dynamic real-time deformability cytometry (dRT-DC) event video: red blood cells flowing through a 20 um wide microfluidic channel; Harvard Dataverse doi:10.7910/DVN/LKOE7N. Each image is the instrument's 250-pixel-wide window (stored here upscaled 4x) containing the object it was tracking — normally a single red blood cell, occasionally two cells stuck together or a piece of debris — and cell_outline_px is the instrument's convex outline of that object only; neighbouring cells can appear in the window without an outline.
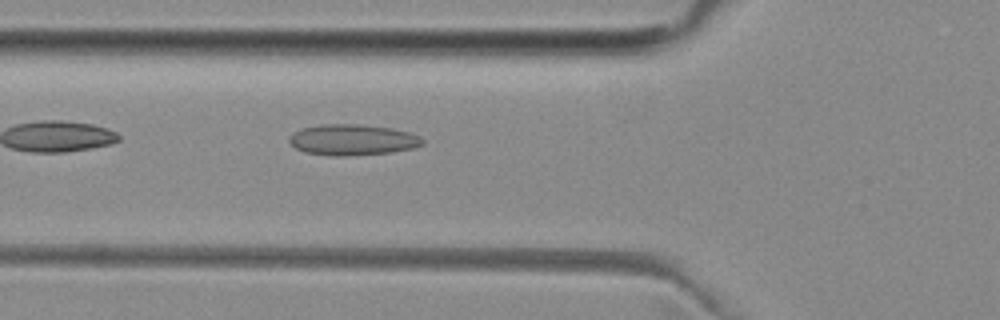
{"species": "common noctule bat (a hibernating species)", "species_latin": "Nyctalus noctula", "temperature_condition": "room temperature", "stored_images_in_passage": 35, "camera_frame_rate_fps": 3000, "um_per_image_px": 0.085, "animal": {"sex": "female", "body_mass_g": 29.2, "forearm_length_mm": 56.3}, "frame": {"image": 1, "passage_image": 4, "time_ms": 1.0, "image_size_px": [1000, 320], "cell_outline_px": [[424, 144], [416, 148], [392, 152], [348, 156], [332, 156], [304, 152], [296, 148], [288, 140], [288, 136], [292, 132], [304, 128], [324, 124], [360, 124], [392, 128], [408, 132], [420, 136], [424, 140]], "centroid_in_image_um": [29.99, 11.89], "position_along_channel_um": 95.8, "area_um2": 24.22}}
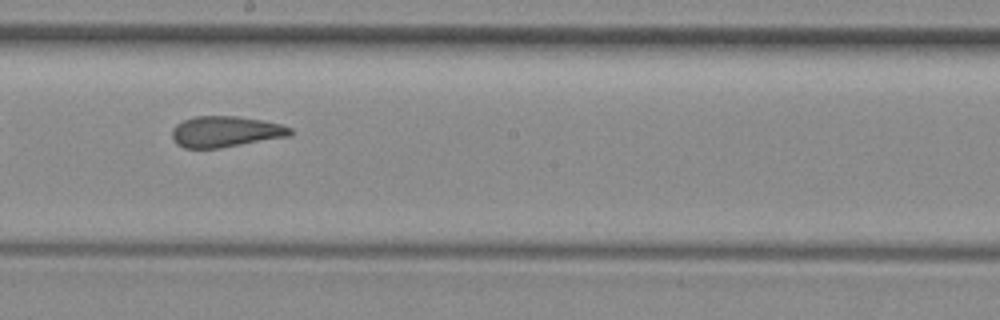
{"frame": {"image": 2, "passage_image": 14, "time_ms": 4.333, "image_size_px": [1000, 320], "cell_outline_px": [[292, 132], [288, 136], [220, 148], [184, 148], [176, 144], [172, 136], [172, 128], [176, 124], [184, 120], [196, 116], [236, 116], [260, 120], [280, 124], [292, 128]], "centroid_in_image_um": [19.13, 11.19], "position_along_channel_um": 229.1, "area_um2": 21.15}}
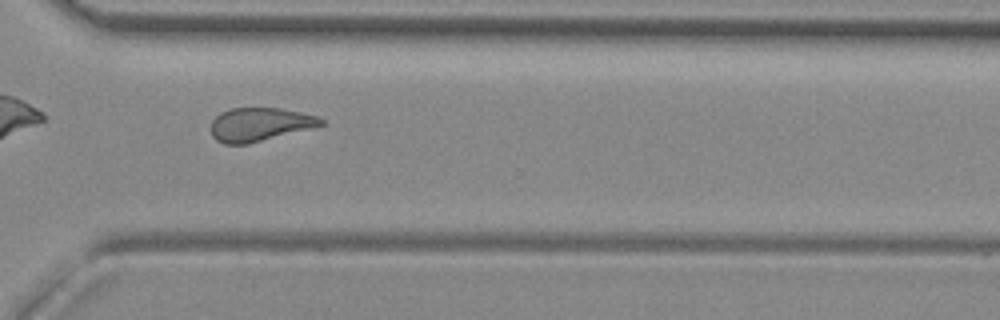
{"frame": {"image": 3, "passage_image": 23, "time_ms": 7.333, "image_size_px": [1000, 320], "cell_outline_px": [[324, 124], [248, 144], [224, 144], [216, 140], [212, 136], [212, 120], [220, 112], [232, 108], [280, 108], [300, 112], [316, 116], [324, 120]], "centroid_in_image_um": [22.03, 10.57], "position_along_channel_um": 348.6, "area_um2": 21.15}, "authors_computed_cell_mechanics": {"area_um2": 21.9062, "velocity_mm_per_s": 3.9797, "shape_relaxation_time_tau1_ms": null, "shape_relaxation_time_tau2_ms": 1.9695, "deformation_change_tau1": null, "deformation_change_tau2": 0.0955}}